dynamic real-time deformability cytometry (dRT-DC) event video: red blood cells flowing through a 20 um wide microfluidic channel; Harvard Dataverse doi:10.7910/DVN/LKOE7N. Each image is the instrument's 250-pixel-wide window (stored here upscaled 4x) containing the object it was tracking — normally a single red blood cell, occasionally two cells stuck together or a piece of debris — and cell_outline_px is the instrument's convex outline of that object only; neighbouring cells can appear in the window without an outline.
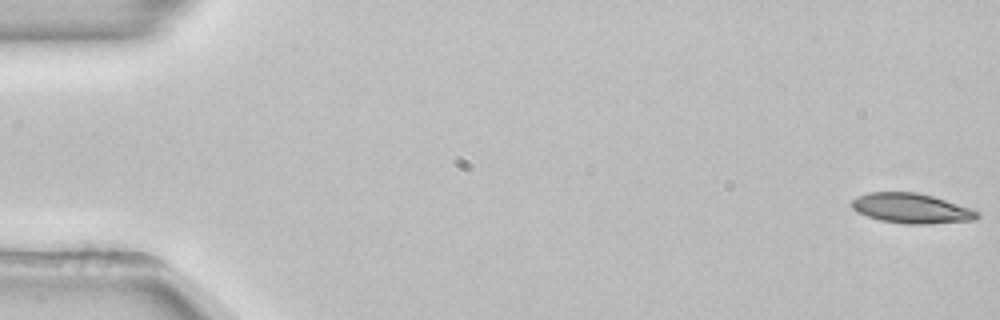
{"species": "common noctule bat (a hibernating species)", "species_latin": "Nyctalus noctula", "temperature_condition": "room temperature", "stored_images_in_passage": 53, "camera_frame_rate_fps": 3000, "um_per_image_px": 0.085, "animal": {"sex": "female", "body_mass_g": 22.7, "forearm_length_mm": 54.2}, "frame": {"image": 1, "passage_image": 1, "time_ms": 0.0, "image_size_px": [1000, 320], "cell_outline_px": [[980, 216], [976, 220], [928, 224], [904, 224], [880, 220], [856, 212], [852, 208], [852, 200], [868, 192], [916, 192], [932, 196], [972, 208], [980, 212]], "centroid_in_image_um": [77.51, 17.72], "position_along_channel_um": 7.5, "area_um2": 21.96}}
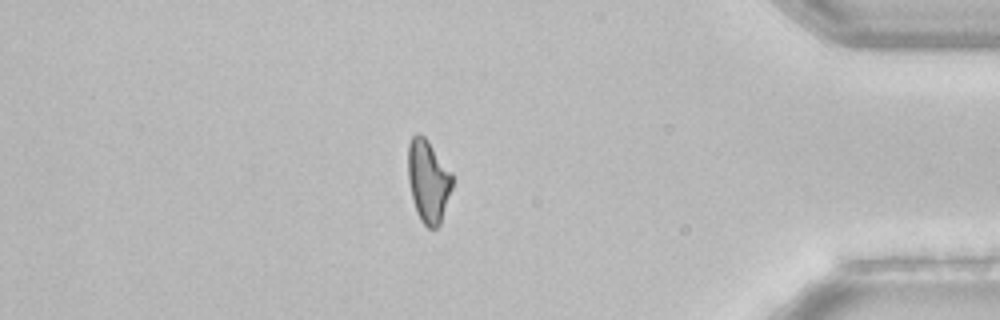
{"frame": {"image": 2, "passage_image": 46, "time_ms": 15.0, "image_size_px": [1000, 320], "cell_outline_px": [[452, 188], [440, 224], [436, 228], [428, 228], [420, 220], [416, 212], [412, 200], [408, 180], [408, 144], [412, 136], [416, 132], [420, 132], [428, 140], [452, 172]], "centroid_in_image_um": [36.39, 15.37], "position_along_channel_um": 398.8, "area_um2": 21.56}}
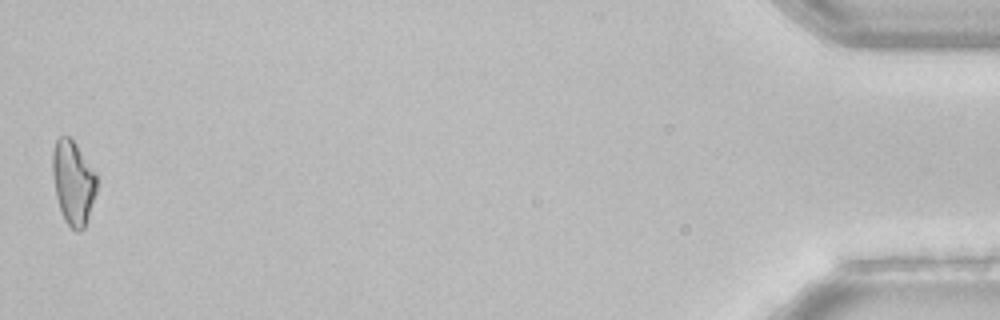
{"frame": {"image": 3, "passage_image": 53, "time_ms": 17.333, "image_size_px": [1000, 320], "cell_outline_px": [[96, 192], [84, 228], [80, 232], [76, 232], [64, 220], [56, 196], [52, 172], [52, 152], [56, 140], [60, 136], [68, 136], [76, 144], [96, 172]], "centroid_in_image_um": [6.21, 15.5], "position_along_channel_um": 429.0, "area_um2": 21.5}, "authors_computed_cell_mechanics": {"area_um2": 22.0796, "velocity_mm_per_s": 3.8823, "shape_relaxation_time_tau1_ms": 9.2648, "shape_relaxation_time_tau2_ms": null, "deformation_change_tau1": 0.181, "deformation_change_tau2": null}}